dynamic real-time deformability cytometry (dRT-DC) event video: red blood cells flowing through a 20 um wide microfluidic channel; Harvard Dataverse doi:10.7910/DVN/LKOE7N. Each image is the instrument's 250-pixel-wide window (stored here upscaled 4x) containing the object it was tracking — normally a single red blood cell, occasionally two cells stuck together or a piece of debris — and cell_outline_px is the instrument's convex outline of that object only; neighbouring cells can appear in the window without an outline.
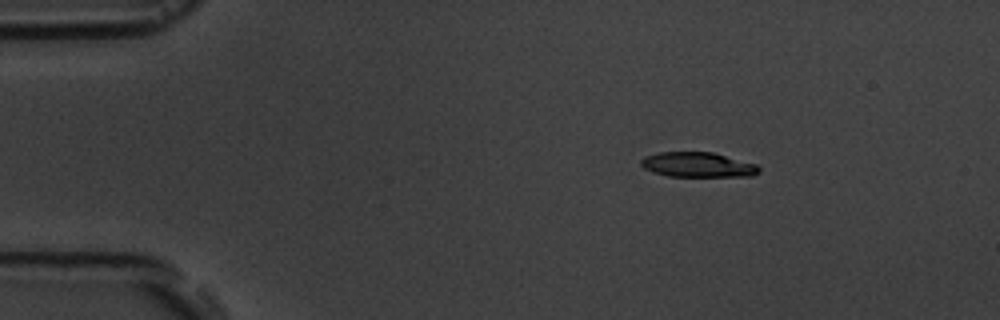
{"species": "common noctule bat (a hibernating species)", "species_latin": "Nyctalus noctula", "temperature_condition": "room temperature", "stored_images_in_passage": 3, "camera_frame_rate_fps": 3000, "um_per_image_px": 0.085, "animal": {"sex": "male", "body_mass_g": 19.5, "forearm_length_mm": 54.6}, "frame": {"image": 1, "passage_image": 1, "time_ms": 0.0, "image_size_px": [1000, 320], "cell_outline_px": [[760, 172], [752, 176], [668, 176], [652, 172], [644, 168], [640, 164], [640, 160], [644, 156], [656, 152], [712, 152], [756, 164], [760, 168]], "centroid_in_image_um": [59.28, 14.0], "position_along_channel_um": 25.7, "area_um2": 17.17}}
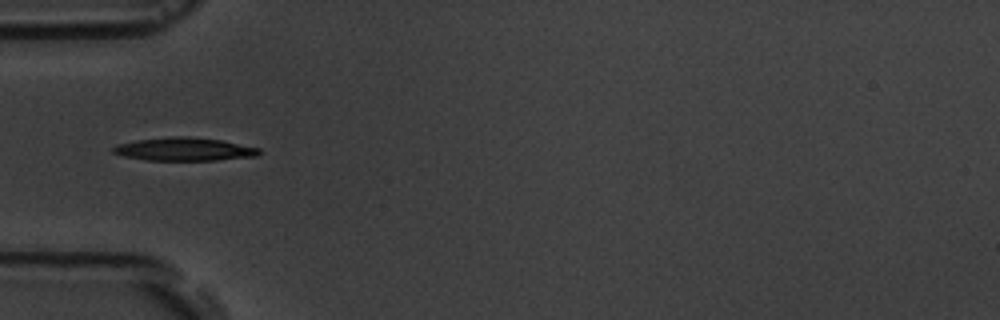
{"frame": {"image": 2, "passage_image": 3, "time_ms": 3.0, "image_size_px": [1000, 320], "cell_outline_px": [[260, 152], [256, 156], [216, 160], [144, 160], [124, 156], [112, 152], [112, 148], [120, 144], [136, 140], [172, 136], [188, 136], [220, 140], [260, 148]], "centroid_in_image_um": [15.65, 12.68], "position_along_channel_um": 69.3, "area_um2": 19.54}}